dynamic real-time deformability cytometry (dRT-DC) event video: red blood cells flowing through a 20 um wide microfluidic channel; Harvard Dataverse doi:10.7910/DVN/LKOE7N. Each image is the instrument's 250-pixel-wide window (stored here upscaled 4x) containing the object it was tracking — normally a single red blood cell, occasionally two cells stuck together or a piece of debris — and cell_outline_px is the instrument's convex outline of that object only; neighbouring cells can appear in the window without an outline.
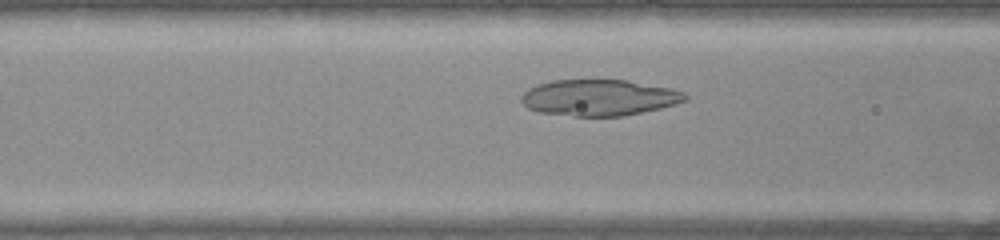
{"species": "common noctule bat (a hibernating species)", "species_latin": "Nyctalus noctula", "temperature_condition": "warm", "stored_images_in_passage": 34, "camera_frame_rate_fps": 3000, "um_per_image_px": 0.085, "animal": {"sex": "female", "body_mass_g": 22.0, "forearm_length_mm": 56.7}, "frame": {"image": 1, "passage_image": 10, "time_ms": 3.0, "image_size_px": [1000, 240], "cell_outline_px": [[688, 100], [676, 104], [660, 108], [620, 116], [572, 116], [540, 112], [528, 108], [520, 100], [520, 96], [528, 88], [536, 84], [552, 80], [628, 80], [672, 88], [684, 92], [688, 96]], "centroid_in_image_um": [50.92, 8.29], "position_along_channel_um": 115.7, "area_um2": 34.68}}
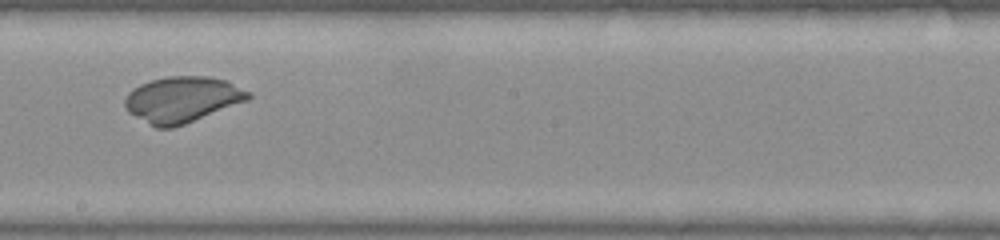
{"frame": {"image": 2, "passage_image": 19, "time_ms": 6.0, "image_size_px": [1000, 240], "cell_outline_px": [[252, 96], [248, 100], [184, 124], [172, 128], [156, 128], [128, 112], [124, 104], [124, 100], [128, 92], [132, 88], [140, 84], [152, 80], [168, 76], [208, 76], [224, 80], [252, 92]], "centroid_in_image_um": [15.47, 8.45], "position_along_channel_um": 232.7, "area_um2": 32.89}}
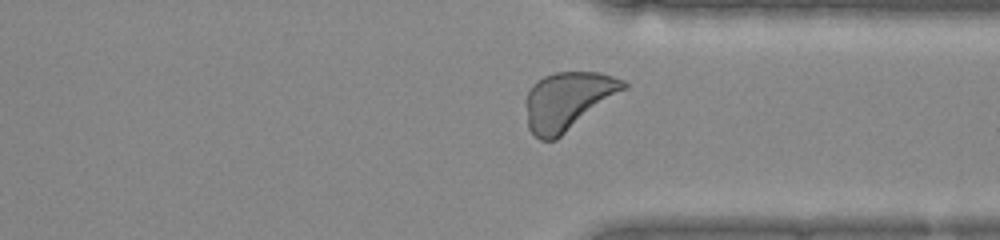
{"frame": {"image": 3, "passage_image": 29, "time_ms": 9.333, "image_size_px": [1000, 240], "cell_outline_px": [[628, 88], [556, 140], [540, 140], [528, 128], [524, 100], [532, 84], [544, 76], [556, 72], [600, 72], [624, 80], [628, 84]], "centroid_in_image_um": [48.27, 8.57], "position_along_channel_um": 363.1, "area_um2": 33.29}}